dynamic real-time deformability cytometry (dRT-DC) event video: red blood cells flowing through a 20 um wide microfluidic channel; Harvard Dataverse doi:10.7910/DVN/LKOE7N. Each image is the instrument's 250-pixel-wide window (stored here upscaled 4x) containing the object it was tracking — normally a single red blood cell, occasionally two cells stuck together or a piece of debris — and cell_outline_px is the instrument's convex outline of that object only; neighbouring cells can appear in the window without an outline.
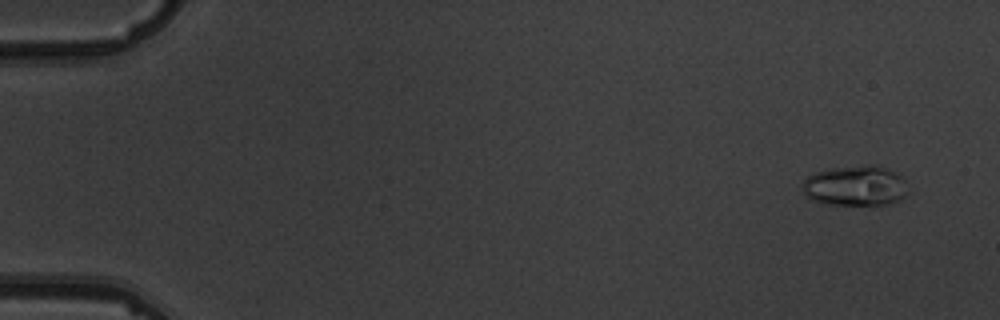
{"species": "common noctule bat (a hibernating species)", "species_latin": "Nyctalus noctula", "temperature_condition": "warm", "stored_images_in_passage": 5, "camera_frame_rate_fps": 3000, "um_per_image_px": 0.085, "animal": {"sex": "male", "body_mass_g": 19.5, "forearm_length_mm": 54.6}, "frame": {"image": 1, "passage_image": 1, "time_ms": 0.0, "image_size_px": [1000, 320], "cell_outline_px": [[904, 196], [900, 200], [888, 204], [872, 208], [820, 204], [812, 200], [800, 188], [804, 180], [808, 176], [816, 172], [832, 168], [872, 164], [876, 164], [888, 168], [900, 176], [904, 180]], "centroid_in_image_um": [72.67, 15.84], "position_along_channel_um": 12.3, "area_um2": 25.61}}